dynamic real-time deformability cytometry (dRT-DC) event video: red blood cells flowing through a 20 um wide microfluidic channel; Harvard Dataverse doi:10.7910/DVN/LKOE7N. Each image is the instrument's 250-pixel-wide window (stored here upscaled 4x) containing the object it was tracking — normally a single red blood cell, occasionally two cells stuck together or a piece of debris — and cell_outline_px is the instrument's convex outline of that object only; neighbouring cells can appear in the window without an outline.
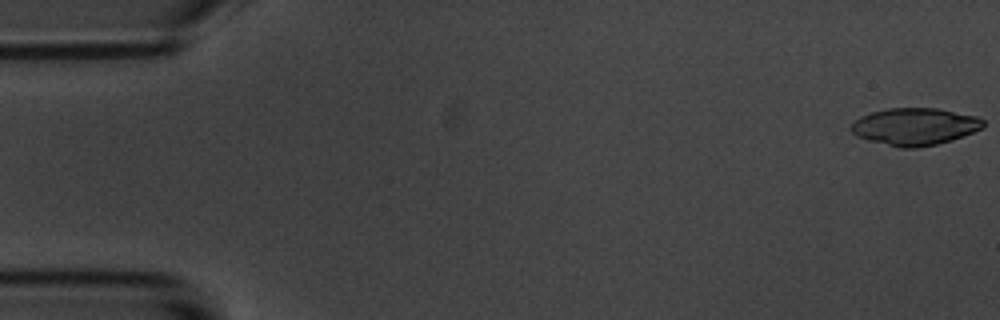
{"species": "common noctule bat (a hibernating species)", "species_latin": "Nyctalus noctula", "temperature_condition": "room temperature", "stored_images_in_passage": 55, "camera_frame_rate_fps": 3000, "um_per_image_px": 0.085, "animal": {"sex": "male", "body_mass_g": 20.1, "forearm_length_mm": 53.5}, "frame": {"image": 1, "passage_image": 1, "time_ms": 0.0, "image_size_px": [1000, 320], "cell_outline_px": [[984, 128], [952, 140], [936, 144], [916, 148], [900, 148], [868, 140], [856, 136], [848, 128], [860, 116], [872, 112], [888, 108], [936, 108], [976, 116], [984, 120]], "centroid_in_image_um": [77.75, 10.76], "position_along_channel_um": 7.3, "area_um2": 28.67}}